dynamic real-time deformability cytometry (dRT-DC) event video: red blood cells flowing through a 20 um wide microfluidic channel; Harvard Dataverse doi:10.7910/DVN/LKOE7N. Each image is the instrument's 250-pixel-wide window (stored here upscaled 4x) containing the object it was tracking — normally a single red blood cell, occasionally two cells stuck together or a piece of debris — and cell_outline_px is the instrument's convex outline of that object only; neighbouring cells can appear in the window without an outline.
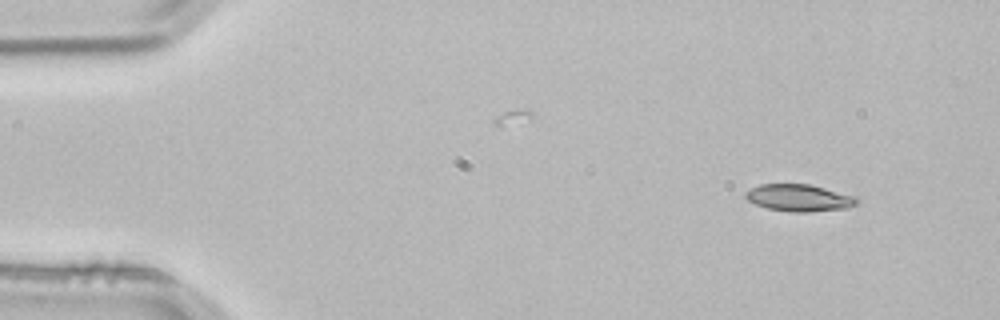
{"species": "common noctule bat (a hibernating species)", "species_latin": "Nyctalus noctula", "temperature_condition": "room temperature", "stored_images_in_passage": 2, "camera_frame_rate_fps": 3000, "um_per_image_px": 0.085, "animal": {"sex": "male", "body_mass_g": 21.5, "forearm_length_mm": 52.0}, "frame": {"image": 1, "passage_image": 2, "time_ms": 0.333, "image_size_px": [1000, 320], "cell_outline_px": [[860, 200], [856, 204], [848, 208], [808, 212], [792, 212], [768, 208], [756, 204], [748, 200], [744, 196], [744, 192], [760, 184], [808, 184], [856, 196]], "centroid_in_image_um": [67.94, 16.82], "position_along_channel_um": 17.1, "area_um2": 17.46}}